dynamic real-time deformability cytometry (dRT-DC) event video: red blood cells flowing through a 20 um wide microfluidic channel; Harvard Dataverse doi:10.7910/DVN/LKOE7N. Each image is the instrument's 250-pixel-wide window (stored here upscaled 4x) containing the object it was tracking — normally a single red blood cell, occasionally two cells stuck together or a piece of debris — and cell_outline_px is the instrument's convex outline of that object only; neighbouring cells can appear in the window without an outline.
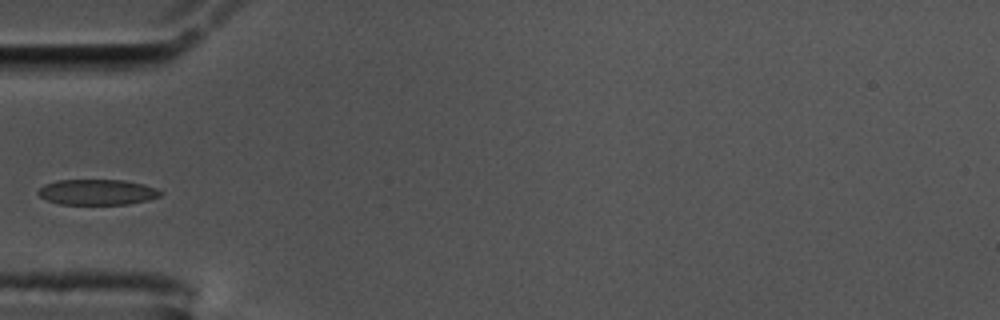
{"species": "common noctule bat (a hibernating species)", "species_latin": "Nyctalus noctula", "temperature_condition": "cold", "stored_images_in_passage": 5, "camera_frame_rate_fps": 3000, "um_per_image_px": 0.085, "animal": {"sex": "male", "body_mass_g": 17.5, "forearm_length_mm": 52.3}, "frame": {"image": 1, "passage_image": 1, "time_ms": 0.0, "image_size_px": [1000, 320], "cell_outline_px": [[164, 192], [160, 196], [148, 200], [128, 204], [60, 204], [48, 200], [40, 196], [36, 192], [44, 184], [56, 180], [124, 180], [144, 184], [156, 188]], "centroid_in_image_um": [8.28, 16.32], "position_along_channel_um": 76.7, "area_um2": 18.26}}
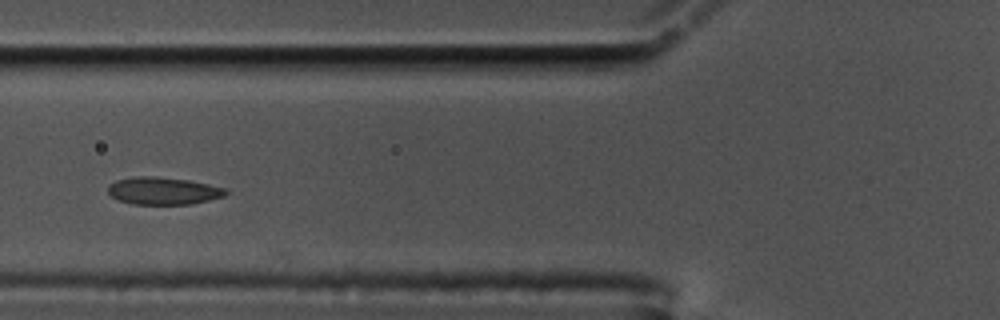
{"frame": {"image": 2, "passage_image": 4, "time_ms": 1.0, "image_size_px": [1000, 320], "cell_outline_px": [[228, 192], [224, 196], [192, 204], [132, 204], [116, 200], [108, 192], [108, 184], [116, 180], [136, 176], [156, 176], [188, 180], [208, 184], [224, 188]], "centroid_in_image_um": [13.83, 16.22], "position_along_channel_um": 112.0, "area_um2": 18.84}}